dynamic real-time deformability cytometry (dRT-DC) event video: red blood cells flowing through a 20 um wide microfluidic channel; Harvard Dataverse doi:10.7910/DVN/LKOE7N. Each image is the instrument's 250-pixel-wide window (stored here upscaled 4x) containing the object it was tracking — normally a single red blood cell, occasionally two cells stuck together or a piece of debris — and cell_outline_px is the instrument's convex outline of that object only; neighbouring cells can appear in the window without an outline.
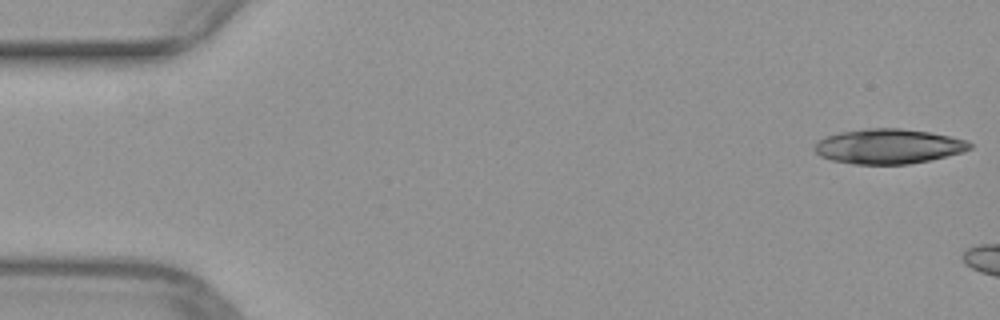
{"species": "common noctule bat (a hibernating species)", "species_latin": "Nyctalus noctula", "temperature_condition": "warm", "stored_images_in_passage": 6, "camera_frame_rate_fps": 3000, "um_per_image_px": 0.085, "animal": {"sex": "female", "body_mass_g": 29.2, "forearm_length_mm": 56.3}, "frame": {"image": 1, "passage_image": 1, "time_ms": 0.0, "image_size_px": [1000, 320], "cell_outline_px": [[972, 148], [960, 152], [928, 160], [908, 164], [852, 164], [832, 160], [820, 156], [816, 152], [816, 144], [824, 136], [840, 132], [864, 128], [900, 128], [928, 132], [968, 140], [972, 144]], "centroid_in_image_um": [75.5, 12.43], "position_along_channel_um": 9.5, "area_um2": 31.27}}